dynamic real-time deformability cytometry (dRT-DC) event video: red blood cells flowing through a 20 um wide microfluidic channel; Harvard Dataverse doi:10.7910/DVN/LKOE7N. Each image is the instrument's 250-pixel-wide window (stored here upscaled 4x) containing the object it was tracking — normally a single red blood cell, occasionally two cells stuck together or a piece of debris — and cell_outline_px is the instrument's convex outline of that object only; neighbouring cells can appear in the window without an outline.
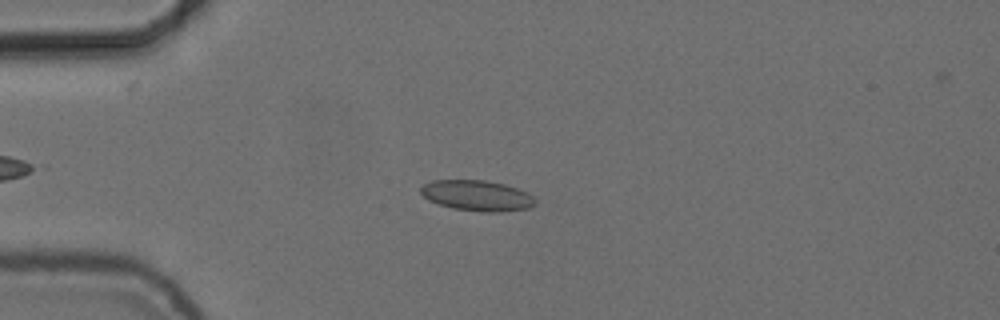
{"species": "common noctule bat (a hibernating species)", "species_latin": "Nyctalus noctula", "temperature_condition": "cold", "stored_images_in_passage": 48, "camera_frame_rate_fps": 3000, "um_per_image_px": 0.085, "animal": {"sex": "female", "body_mass_g": 24.6, "forearm_length_mm": 56.2}, "frame": {"image": 1, "passage_image": 14, "time_ms": 4.333, "image_size_px": [1000, 320], "cell_outline_px": [[536, 204], [528, 208], [500, 212], [480, 212], [452, 208], [428, 200], [420, 192], [420, 188], [424, 184], [432, 180], [488, 180], [504, 184], [528, 192], [536, 200]], "centroid_in_image_um": [40.56, 16.62], "position_along_channel_um": 44.4, "area_um2": 20.52}}
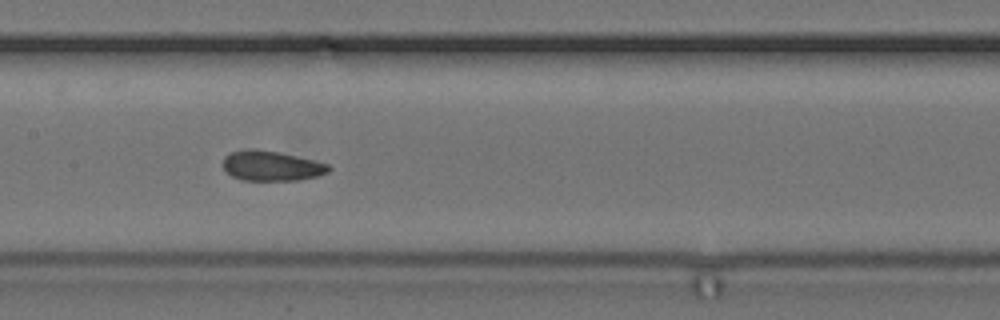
{"frame": {"image": 2, "passage_image": 27, "time_ms": 8.667, "image_size_px": [1000, 320], "cell_outline_px": [[332, 168], [328, 172], [316, 176], [296, 180], [244, 180], [232, 176], [224, 168], [224, 156], [232, 152], [248, 148], [256, 148], [296, 156], [328, 164]], "centroid_in_image_um": [23.06, 14.09], "position_along_channel_um": 184.3, "area_um2": 18.21}}
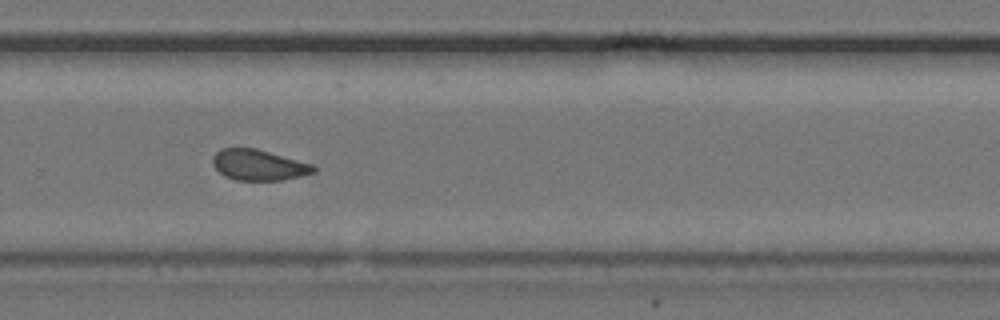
{"frame": {"image": 3, "passage_image": 37, "time_ms": 12.0, "image_size_px": [1000, 320], "cell_outline_px": [[316, 172], [284, 180], [236, 180], [224, 176], [212, 164], [212, 156], [220, 148], [256, 148], [316, 164]], "centroid_in_image_um": [22.02, 14.01], "position_along_channel_um": 307.8, "area_um2": 18.38}, "authors_computed_cell_mechanics": {"area_um2": 19.1896, "velocity_mm_per_s": 3.7284, "shape_relaxation_time_tau1_ms": null, "shape_relaxation_time_tau2_ms": 1.7051, "deformation_change_tau1": null, "deformation_change_tau2": 0.0588}}